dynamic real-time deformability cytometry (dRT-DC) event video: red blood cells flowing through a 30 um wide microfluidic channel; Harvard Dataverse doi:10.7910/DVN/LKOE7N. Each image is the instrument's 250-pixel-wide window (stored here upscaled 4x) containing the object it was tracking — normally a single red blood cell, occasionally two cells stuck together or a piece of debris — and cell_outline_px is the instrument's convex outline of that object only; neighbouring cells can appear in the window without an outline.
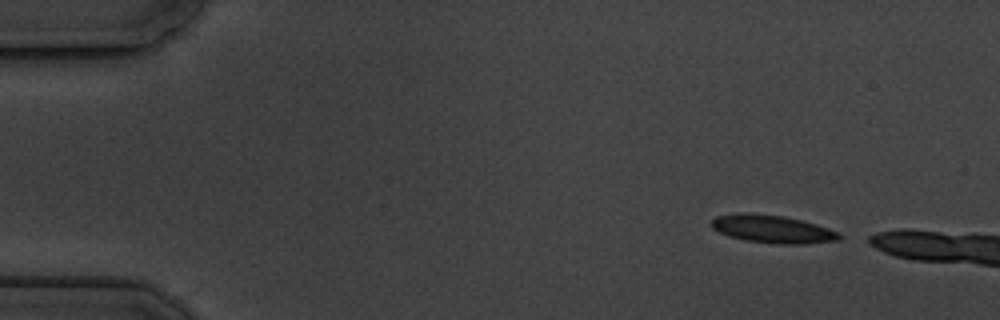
{"species": "common noctule bat (a hibernating species)", "species_latin": "Nyctalus noctula", "temperature_condition": "cold", "stored_images_in_passage": 2, "camera_frame_rate_fps": 3000, "um_per_image_px": 0.085, "animal": {"sex": "male", "body_mass_g": 19.5, "forearm_length_mm": 54.6}, "frame": {"image": 1, "passage_image": 1, "time_ms": 0.0, "image_size_px": [1000, 320], "cell_outline_px": [[840, 240], [804, 244], [776, 244], [744, 240], [728, 236], [712, 228], [712, 220], [716, 216], [740, 212], [744, 212], [784, 216], [816, 224], [840, 232]], "centroid_in_image_um": [65.66, 19.47], "position_along_channel_um": 19.3, "area_um2": 20.81}}